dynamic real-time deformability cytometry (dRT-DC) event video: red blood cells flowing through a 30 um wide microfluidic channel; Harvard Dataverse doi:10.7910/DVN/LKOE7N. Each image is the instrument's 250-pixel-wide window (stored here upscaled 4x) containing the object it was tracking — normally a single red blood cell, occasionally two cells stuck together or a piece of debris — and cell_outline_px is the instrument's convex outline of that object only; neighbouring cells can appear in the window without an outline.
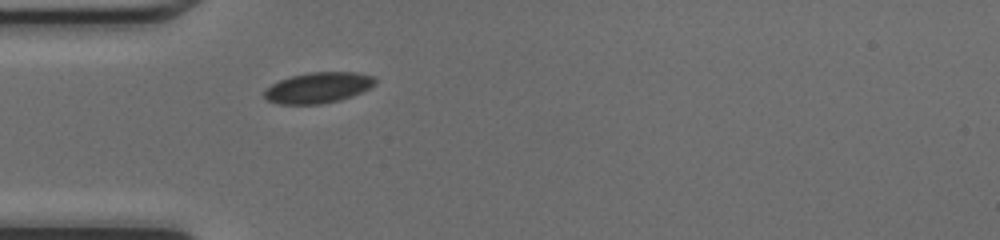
{"species": "common noctule bat (a hibernating species)", "species_latin": "Nyctalus noctula", "temperature_condition": "cold", "stored_images_in_passage": 36, "camera_frame_rate_fps": 3000, "um_per_image_px": 0.085, "animal": {"sex": "female", "body_mass_g": 17.0, "forearm_length_mm": 48.0}, "frame": {"image": 1, "passage_image": 1, "time_ms": 0.0, "image_size_px": [1000, 240], "cell_outline_px": [[376, 84], [360, 92], [340, 100], [320, 104], [280, 104], [268, 100], [264, 96], [264, 88], [288, 76], [308, 72], [356, 72], [376, 76]], "centroid_in_image_um": [27.03, 7.44], "position_along_channel_um": 58.0, "area_um2": 19.94}}
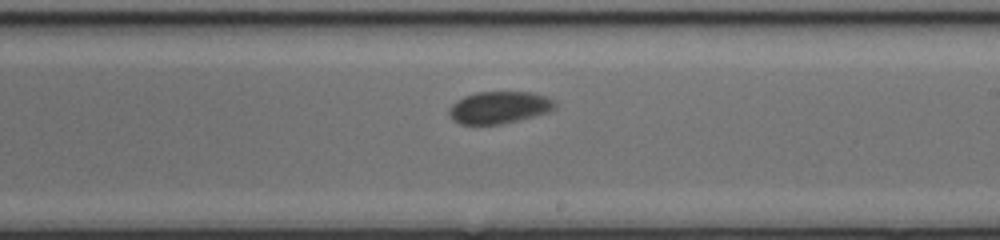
{"frame": {"image": 2, "passage_image": 15, "time_ms": 4.667, "image_size_px": [1000, 240], "cell_outline_px": [[556, 108], [548, 112], [500, 124], [460, 124], [452, 120], [448, 112], [452, 104], [456, 100], [464, 96], [476, 92], [528, 92], [544, 96], [552, 100], [556, 104]], "centroid_in_image_um": [42.38, 9.13], "position_along_channel_um": 246.6, "area_um2": 19.59}}
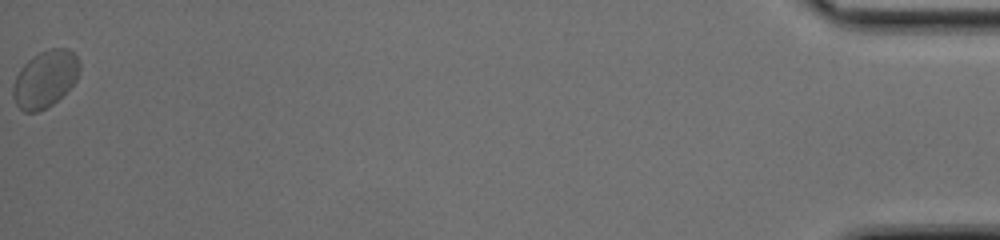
{"frame": {"image": 3, "passage_image": 36, "time_ms": 11.667, "image_size_px": [1000, 240], "cell_outline_px": [[80, 72], [76, 80], [52, 104], [36, 112], [24, 112], [16, 104], [12, 96], [12, 88], [16, 76], [20, 68], [32, 56], [48, 48], [68, 48], [76, 56], [80, 64]], "centroid_in_image_um": [3.82, 6.69], "position_along_channel_um": 431.4, "area_um2": 21.96}, "authors_computed_cell_mechanics": {"area_um2": 20.3745, "velocity_mm_per_s": 4.1311, "shape_relaxation_time_tau1_ms": 1.4471, "shape_relaxation_time_tau2_ms": null, "deformation_change_tau1": 0.0564, "deformation_change_tau2": null}}